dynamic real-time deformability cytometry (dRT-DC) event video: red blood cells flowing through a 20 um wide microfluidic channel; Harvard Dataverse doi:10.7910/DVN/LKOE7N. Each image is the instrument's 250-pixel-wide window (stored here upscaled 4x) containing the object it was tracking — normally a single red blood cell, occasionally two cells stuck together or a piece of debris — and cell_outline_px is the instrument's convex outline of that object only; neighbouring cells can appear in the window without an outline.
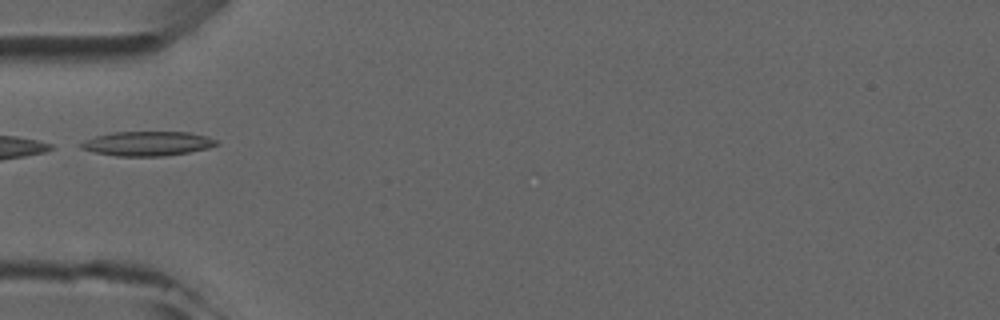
{"species": "common noctule bat (a hibernating species)", "species_latin": "Nyctalus noctula", "temperature_condition": "room temperature", "stored_images_in_passage": 5, "camera_frame_rate_fps": 3000, "um_per_image_px": 0.085, "animal": {"sex": "male", "forearm_length_mm": 52.5}, "frame": {"image": 1, "passage_image": 5, "time_ms": 4.667, "image_size_px": [1000, 320], "cell_outline_px": [[220, 144], [208, 148], [188, 152], [164, 156], [116, 156], [92, 152], [80, 148], [80, 144], [84, 140], [96, 136], [112, 132], [188, 132], [208, 136], [220, 140]], "centroid_in_image_um": [12.56, 12.2], "position_along_channel_um": 72.4, "area_um2": 19.48}}